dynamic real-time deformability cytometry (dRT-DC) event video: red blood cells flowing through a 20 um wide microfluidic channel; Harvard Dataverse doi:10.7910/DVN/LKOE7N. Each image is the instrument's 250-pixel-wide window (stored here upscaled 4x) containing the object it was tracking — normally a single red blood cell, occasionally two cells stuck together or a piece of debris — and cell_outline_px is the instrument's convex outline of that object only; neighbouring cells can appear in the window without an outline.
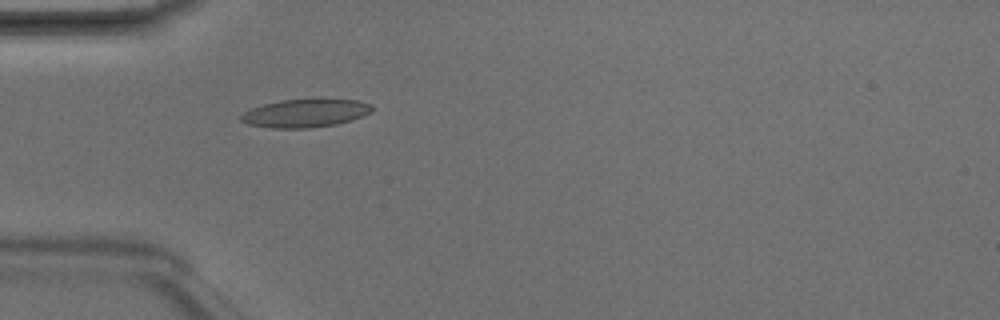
{"species": "Egyptian fruit bat (a non-hibernating species)", "species_latin": "Rousettus aegyptiacus", "temperature_condition": "room temperature", "stored_images_in_passage": 3, "camera_frame_rate_fps": 3000, "um_per_image_px": 0.085, "animal": {"sex": "male"}, "frame": {"image": 1, "passage_image": 3, "time_ms": 0.667, "image_size_px": [1000, 320], "cell_outline_px": [[372, 112], [352, 120], [336, 124], [312, 128], [268, 128], [248, 124], [240, 120], [240, 116], [244, 112], [252, 108], [264, 104], [280, 100], [356, 100], [372, 104]], "centroid_in_image_um": [25.94, 9.64], "position_along_channel_um": 59.1, "area_um2": 21.33}}